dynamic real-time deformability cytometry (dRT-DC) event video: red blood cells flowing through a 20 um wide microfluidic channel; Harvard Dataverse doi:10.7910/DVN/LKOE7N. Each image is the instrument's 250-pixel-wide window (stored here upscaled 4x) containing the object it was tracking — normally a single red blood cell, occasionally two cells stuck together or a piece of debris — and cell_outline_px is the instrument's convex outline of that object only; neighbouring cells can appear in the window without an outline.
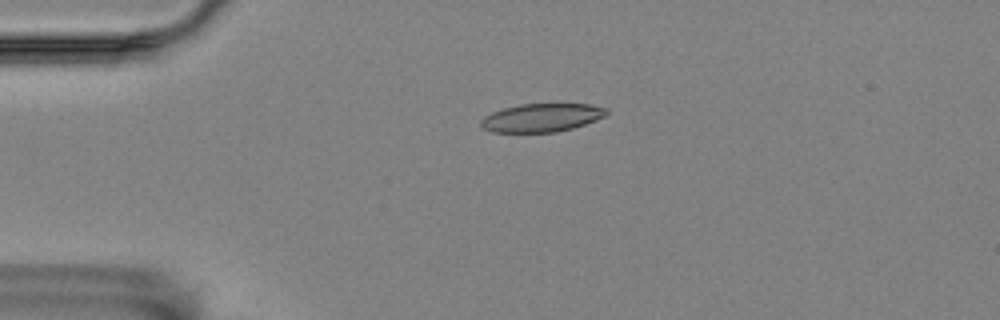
{"species": "Egyptian fruit bat (a non-hibernating species)", "species_latin": "Rousettus aegyptiacus", "temperature_condition": "room temperature", "stored_images_in_passage": 13, "camera_frame_rate_fps": 3000, "um_per_image_px": 0.085, "animal": {"sex": "female"}, "frame": {"image": 1, "passage_image": 4, "time_ms": 1.0, "image_size_px": [1000, 320], "cell_outline_px": [[608, 112], [604, 116], [596, 120], [572, 128], [556, 132], [492, 132], [484, 128], [480, 124], [480, 120], [484, 116], [492, 112], [504, 108], [520, 104], [592, 104], [608, 108]], "centroid_in_image_um": [46.04, 10.0], "position_along_channel_um": 39.0, "area_um2": 20.69}}
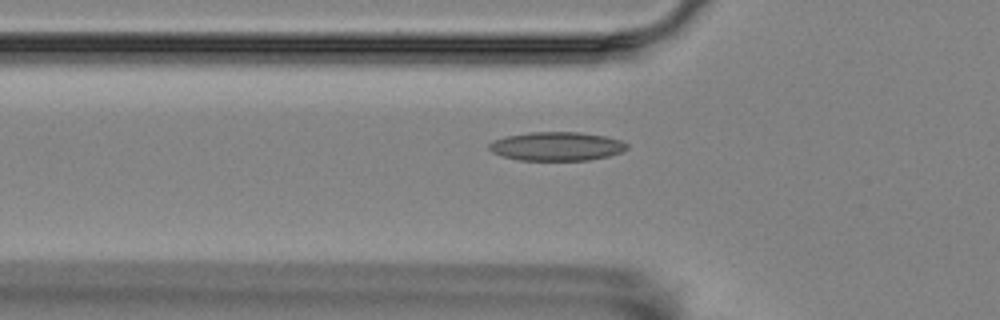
{"frame": {"image": 2, "passage_image": 10, "time_ms": 3.0, "image_size_px": [1000, 320], "cell_outline_px": [[628, 148], [624, 152], [608, 156], [588, 160], [520, 160], [504, 156], [492, 152], [488, 148], [488, 144], [504, 136], [528, 132], [580, 132], [604, 136], [620, 140], [628, 144]], "centroid_in_image_um": [47.34, 12.43], "position_along_channel_um": 78.5, "area_um2": 23.12}}
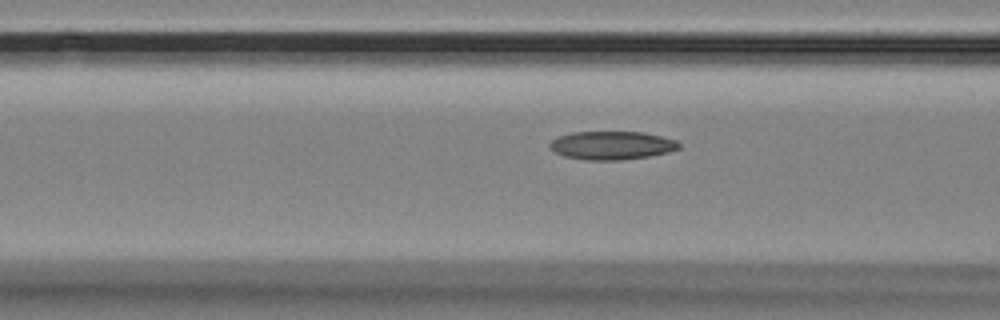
{"frame": {"image": 3, "passage_image": 13, "time_ms": 4.0, "image_size_px": [1000, 320], "cell_outline_px": [[680, 148], [668, 152], [648, 156], [620, 160], [584, 160], [564, 156], [556, 152], [548, 144], [552, 140], [560, 136], [572, 132], [644, 132], [676, 140], [680, 144]], "centroid_in_image_um": [52.01, 12.36], "position_along_channel_um": 114.6, "area_um2": 21.21}}